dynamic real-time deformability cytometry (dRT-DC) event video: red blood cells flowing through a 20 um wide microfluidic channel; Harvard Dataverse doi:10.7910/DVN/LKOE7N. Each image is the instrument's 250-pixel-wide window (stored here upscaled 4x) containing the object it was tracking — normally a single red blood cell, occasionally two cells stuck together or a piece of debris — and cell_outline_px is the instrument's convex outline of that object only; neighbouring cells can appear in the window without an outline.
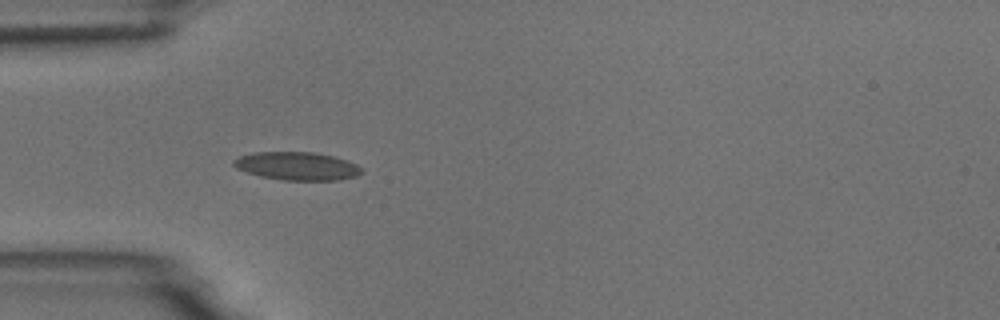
{"species": "common noctule bat (a hibernating species)", "species_latin": "Nyctalus noctula", "temperature_condition": "room temperature", "stored_images_in_passage": 6, "camera_frame_rate_fps": 3000, "um_per_image_px": 0.085, "animal": {"sex": "male", "body_mass_g": 18.8}, "frame": {"image": 1, "passage_image": 5, "time_ms": 5.667, "image_size_px": [1000, 320], "cell_outline_px": [[364, 172], [356, 176], [340, 180], [280, 180], [260, 176], [236, 168], [232, 164], [232, 160], [240, 156], [252, 152], [312, 152], [332, 156], [356, 164], [364, 168]], "centroid_in_image_um": [25.25, 14.12], "position_along_channel_um": 59.8, "area_um2": 21.04}}